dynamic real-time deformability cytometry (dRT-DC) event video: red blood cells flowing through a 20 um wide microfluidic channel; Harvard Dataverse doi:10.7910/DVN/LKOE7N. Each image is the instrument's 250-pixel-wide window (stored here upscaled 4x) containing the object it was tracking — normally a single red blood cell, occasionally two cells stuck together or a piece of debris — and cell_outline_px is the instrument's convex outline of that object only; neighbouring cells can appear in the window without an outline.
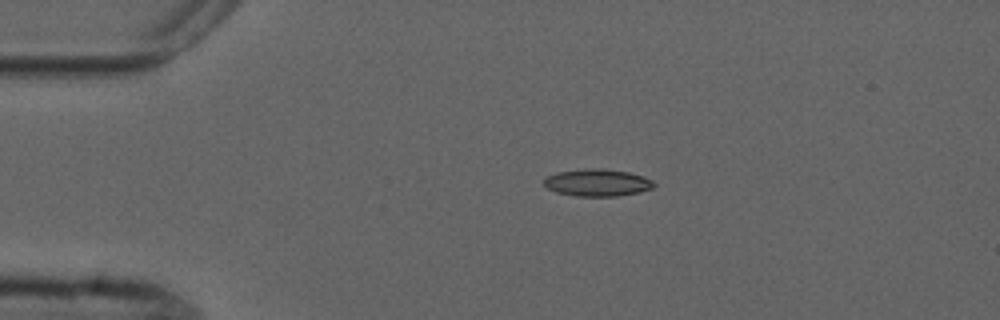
{"species": "common noctule bat (a hibernating species)", "species_latin": "Nyctalus noctula", "temperature_condition": "cold", "stored_images_in_passage": 4, "camera_frame_rate_fps": 3000, "um_per_image_px": 0.085, "animal": {"sex": "male", "forearm_length_mm": 52.5}, "frame": {"image": 1, "passage_image": 3, "time_ms": 2.333, "image_size_px": [1000, 320], "cell_outline_px": [[656, 184], [652, 188], [640, 192], [616, 196], [576, 196], [556, 192], [548, 188], [544, 184], [544, 176], [556, 172], [584, 168], [604, 168], [628, 172], [644, 176], [652, 180]], "centroid_in_image_um": [50.76, 15.51], "position_along_channel_um": 34.2, "area_um2": 17.63}}